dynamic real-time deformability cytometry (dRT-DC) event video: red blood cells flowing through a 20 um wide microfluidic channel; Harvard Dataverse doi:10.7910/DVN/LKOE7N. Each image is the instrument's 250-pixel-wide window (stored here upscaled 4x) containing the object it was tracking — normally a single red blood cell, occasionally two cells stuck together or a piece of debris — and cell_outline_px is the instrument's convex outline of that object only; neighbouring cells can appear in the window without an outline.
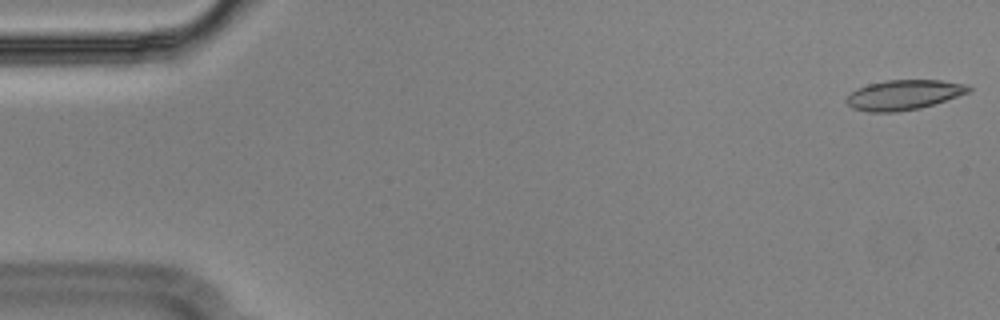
{"species": "Egyptian fruit bat (a non-hibernating species)", "species_latin": "Rousettus aegyptiacus", "temperature_condition": "cold", "stored_images_in_passage": 13, "camera_frame_rate_fps": 3000, "um_per_image_px": 0.085, "animal": {"sex": "male"}, "frame": {"image": 1, "passage_image": 1, "time_ms": 0.0, "image_size_px": [1000, 320], "cell_outline_px": [[972, 92], [920, 108], [896, 112], [868, 112], [852, 108], [844, 100], [856, 88], [868, 84], [884, 80], [940, 80], [968, 84], [972, 88]], "centroid_in_image_um": [76.84, 8.06], "position_along_channel_um": 8.2, "area_um2": 21.5}}